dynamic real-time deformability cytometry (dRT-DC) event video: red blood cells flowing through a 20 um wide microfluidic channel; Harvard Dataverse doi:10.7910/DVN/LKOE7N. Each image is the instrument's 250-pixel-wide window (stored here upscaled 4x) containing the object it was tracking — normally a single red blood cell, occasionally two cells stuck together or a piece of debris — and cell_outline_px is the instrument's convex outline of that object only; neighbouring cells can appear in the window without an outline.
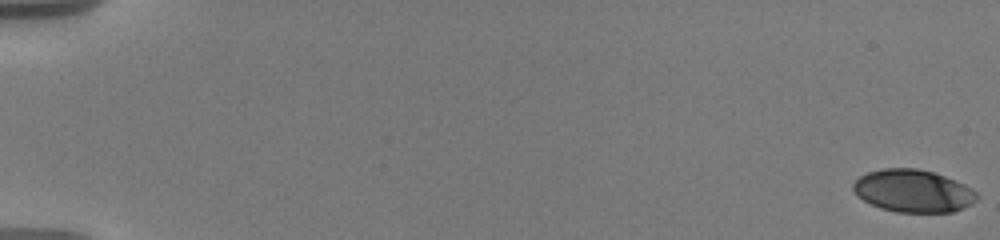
{"species": "human", "species_latin": "Homo sapiens", "temperature_condition": "warm", "stored_images_in_passage": 37, "camera_frame_rate_fps": 3000, "um_per_image_px": 0.085, "donor": {"sex": "male"}, "frame": {"image": 1, "passage_image": 1, "time_ms": 0.0, "image_size_px": [1000, 240], "cell_outline_px": [[980, 196], [972, 204], [964, 208], [952, 212], [896, 212], [880, 208], [864, 200], [852, 188], [852, 184], [860, 176], [868, 172], [884, 168], [916, 168], [932, 172], [944, 176], [964, 184], [972, 188]], "centroid_in_image_um": [77.65, 16.23], "position_along_channel_um": 7.4, "area_um2": 30.58}}
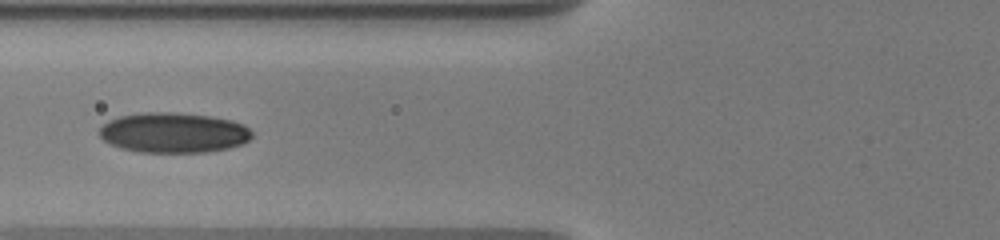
{"frame": {"image": 2, "passage_image": 16, "time_ms": 8.0, "image_size_px": [1000, 240], "cell_outline_px": [[252, 136], [244, 144], [228, 148], [208, 152], [140, 152], [120, 148], [104, 140], [100, 136], [100, 128], [108, 120], [120, 116], [140, 112], [176, 112], [208, 116], [232, 120], [244, 124], [252, 132]], "centroid_in_image_um": [14.77, 11.27], "position_along_channel_um": 111.0, "area_um2": 35.84}}
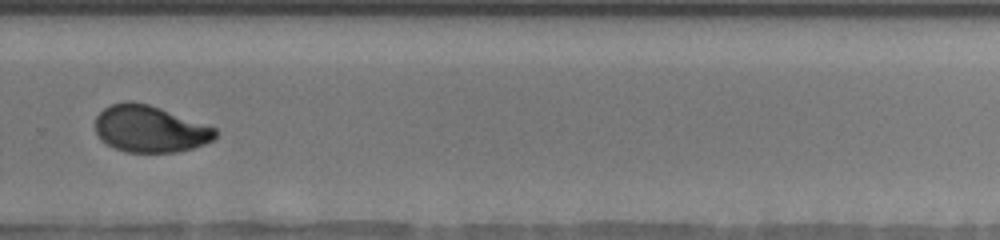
{"frame": {"image": 3, "passage_image": 27, "time_ms": 13.667, "image_size_px": [1000, 240], "cell_outline_px": [[216, 136], [212, 140], [204, 144], [192, 148], [176, 152], [124, 152], [100, 140], [96, 132], [96, 116], [104, 108], [112, 104], [128, 100], [132, 100], [148, 104], [160, 108], [216, 128]], "centroid_in_image_um": [12.72, 10.95], "position_along_channel_um": 317.1, "area_um2": 32.54}, "authors_computed_cell_mechanics": {"area_um2": 32.5414, "velocity_mm_per_s": 3.6462, "shape_relaxation_time_tau1_ms": 6.9212, "shape_relaxation_time_tau2_ms": 1.5025, "deformation_change_tau1": 0.2059, "deformation_change_tau2": 0.0506}}